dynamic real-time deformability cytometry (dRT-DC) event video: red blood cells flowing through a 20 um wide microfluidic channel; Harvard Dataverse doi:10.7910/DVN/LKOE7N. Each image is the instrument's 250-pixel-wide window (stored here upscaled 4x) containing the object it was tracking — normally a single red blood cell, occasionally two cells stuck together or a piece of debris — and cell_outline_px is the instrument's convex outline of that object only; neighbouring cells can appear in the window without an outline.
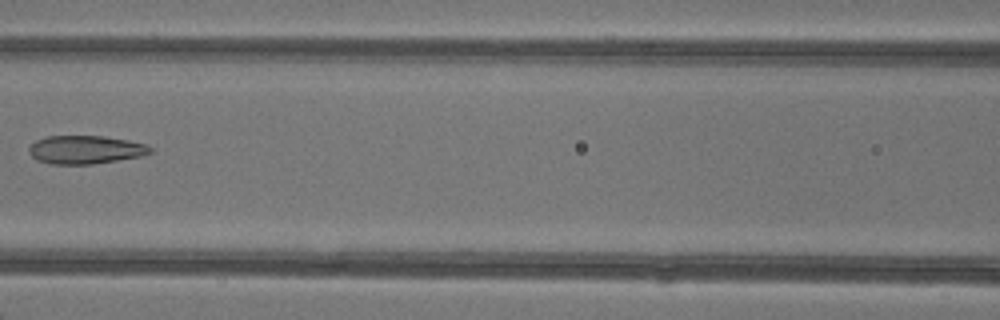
{"species": "common noctule bat (a hibernating species)", "species_latin": "Nyctalus noctula", "temperature_condition": "warm", "stored_images_in_passage": 3, "camera_frame_rate_fps": 3000, "um_per_image_px": 0.085, "animal": {"sex": "female"}, "frame": {"image": 1, "passage_image": 3, "time_ms": 2.333, "image_size_px": [1000, 320], "cell_outline_px": [[152, 152], [144, 156], [92, 164], [52, 164], [36, 160], [28, 152], [28, 148], [36, 140], [48, 136], [104, 136], [128, 140], [148, 144], [152, 148]], "centroid_in_image_um": [7.29, 12.72], "position_along_channel_um": 159.3, "area_um2": 20.17}}